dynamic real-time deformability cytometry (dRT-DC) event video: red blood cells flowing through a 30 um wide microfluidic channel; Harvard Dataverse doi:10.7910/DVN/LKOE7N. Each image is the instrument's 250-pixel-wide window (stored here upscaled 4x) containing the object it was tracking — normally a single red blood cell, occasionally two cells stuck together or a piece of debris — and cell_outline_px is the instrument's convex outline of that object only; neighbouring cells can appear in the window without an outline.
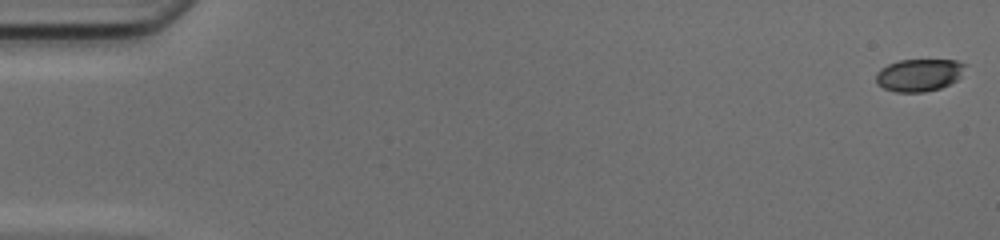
{"species": "common noctule bat (a hibernating species)", "species_latin": "Nyctalus noctula", "temperature_condition": "cold", "stored_images_in_passage": 50, "camera_frame_rate_fps": 3000, "um_per_image_px": 0.085, "animal": {"sex": "female", "body_mass_g": 17.0, "forearm_length_mm": 48.0}, "frame": {"image": 1, "passage_image": 1, "time_ms": 0.0, "image_size_px": [1000, 240], "cell_outline_px": [[968, 64], [960, 76], [956, 80], [940, 88], [924, 92], [896, 92], [884, 88], [876, 84], [876, 72], [880, 68], [888, 64], [900, 60], [956, 60]], "centroid_in_image_um": [78.11, 6.37], "position_along_channel_um": 6.9, "area_um2": 16.94}}
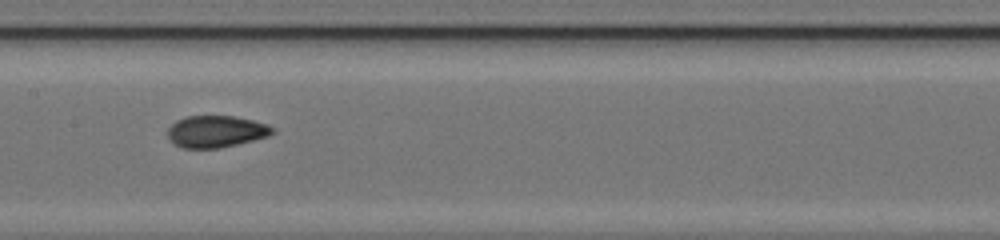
{"frame": {"image": 2, "passage_image": 26, "time_ms": 8.333, "image_size_px": [1000, 240], "cell_outline_px": [[276, 132], [268, 136], [220, 148], [184, 148], [176, 144], [168, 136], [168, 128], [176, 120], [184, 116], [232, 116], [252, 120], [268, 124], [276, 128]], "centroid_in_image_um": [18.39, 11.16], "position_along_channel_um": 189.0, "area_um2": 19.36}}
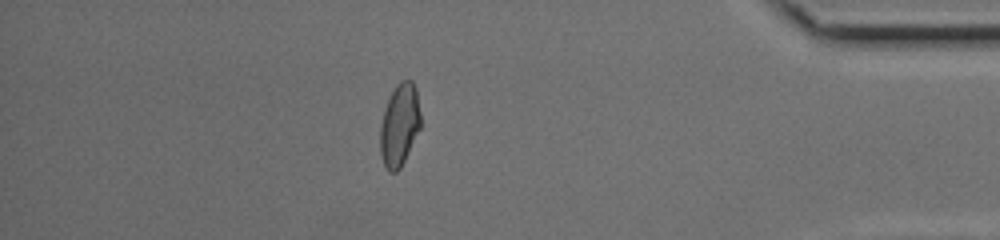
{"frame": {"image": 3, "passage_image": 44, "time_ms": 14.333, "image_size_px": [1000, 240], "cell_outline_px": [[420, 128], [400, 168], [396, 172], [388, 172], [384, 164], [380, 152], [380, 124], [384, 108], [396, 84], [400, 80], [412, 80], [416, 88], [420, 112]], "centroid_in_image_um": [33.95, 10.6], "position_along_channel_um": 401.3, "area_um2": 19.36}, "authors_computed_cell_mechanics": {"area_um2": 19.3052, "velocity_mm_per_s": 4.2062, "shape_relaxation_time_tau1_ms": 10.3433, "shape_relaxation_time_tau2_ms": 1.3665, "deformation_change_tau1": 0.2615, "deformation_change_tau2": 0.0619}}